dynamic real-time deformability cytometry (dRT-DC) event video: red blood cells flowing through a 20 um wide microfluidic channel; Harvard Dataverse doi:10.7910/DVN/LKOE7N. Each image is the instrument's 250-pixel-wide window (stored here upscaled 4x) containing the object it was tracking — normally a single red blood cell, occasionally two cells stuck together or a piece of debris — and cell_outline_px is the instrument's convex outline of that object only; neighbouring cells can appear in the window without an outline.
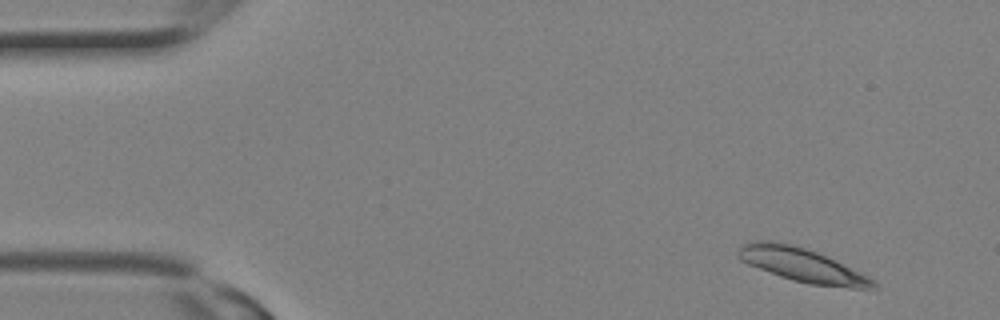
{"species": "Egyptian fruit bat (a non-hibernating species)", "species_latin": "Rousettus aegyptiacus", "temperature_condition": "room temperature", "stored_images_in_passage": 3, "camera_frame_rate_fps": 3000, "um_per_image_px": 0.085, "animal": {"sex": "female"}, "frame": {"image": 1, "passage_image": 1, "time_ms": 0.0, "image_size_px": [1000, 320], "cell_outline_px": [[876, 288], [848, 288], [808, 284], [792, 280], [780, 276], [748, 264], [740, 260], [736, 256], [740, 248], [748, 240], [768, 240], [792, 244], [816, 252], [868, 276], [876, 280]], "centroid_in_image_um": [68.14, 22.53], "position_along_channel_um": 16.9, "area_um2": 26.36}}
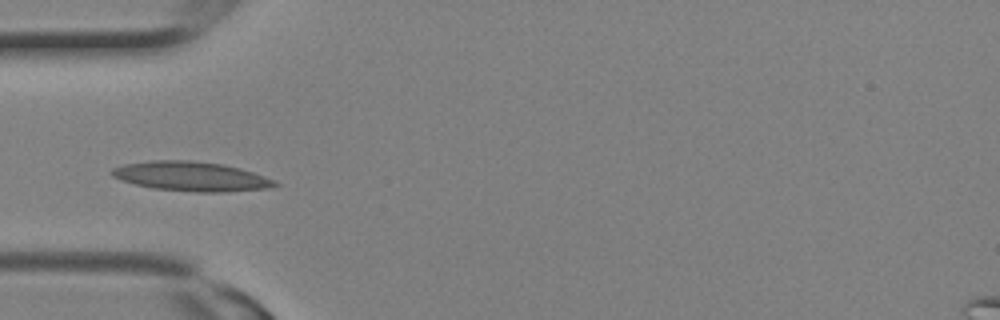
{"frame": {"image": 2, "passage_image": 3, "time_ms": 0.667, "image_size_px": [1000, 320], "cell_outline_px": [[280, 184], [268, 188], [224, 192], [196, 192], [152, 188], [136, 184], [112, 176], [108, 172], [112, 168], [124, 164], [152, 160], [188, 160], [224, 164], [240, 168], [276, 180]], "centroid_in_image_um": [16.25, 14.99], "position_along_channel_um": 68.7, "area_um2": 27.98}}